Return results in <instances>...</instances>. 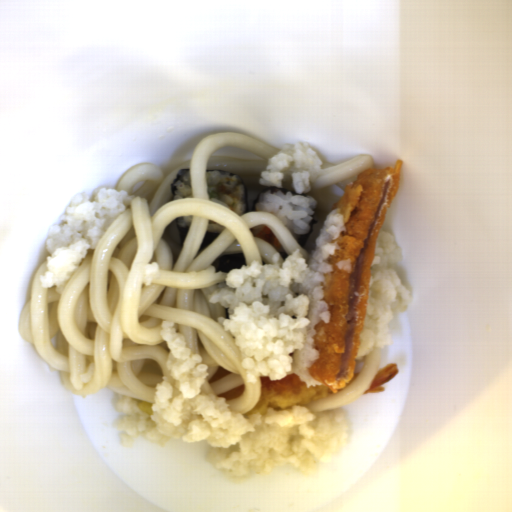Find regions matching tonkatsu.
Here are the masks:
<instances>
[{
  "label": "tonkatsu",
  "mask_w": 512,
  "mask_h": 512,
  "mask_svg": "<svg viewBox=\"0 0 512 512\" xmlns=\"http://www.w3.org/2000/svg\"><path fill=\"white\" fill-rule=\"evenodd\" d=\"M402 165L398 158L394 166L363 169L331 208V212L341 210L345 229L338 234V249L328 261L332 272L324 276L323 300L331 319L315 327L313 347L319 356L308 372L334 394L354 377L377 238L398 190ZM348 258L351 273L336 266Z\"/></svg>",
  "instance_id": "1"
}]
</instances>
